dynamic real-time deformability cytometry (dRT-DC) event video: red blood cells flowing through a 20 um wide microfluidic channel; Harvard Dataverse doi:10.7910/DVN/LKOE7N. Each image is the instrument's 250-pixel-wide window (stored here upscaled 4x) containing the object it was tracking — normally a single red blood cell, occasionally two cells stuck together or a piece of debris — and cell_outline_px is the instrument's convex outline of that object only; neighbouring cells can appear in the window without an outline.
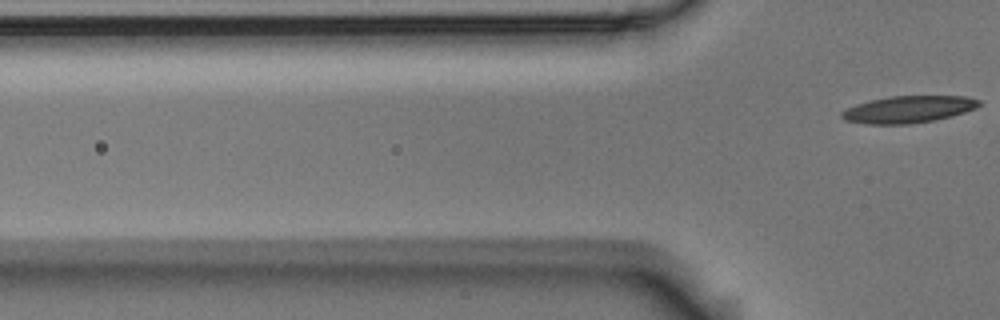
{"species": "Egyptian fruit bat (a non-hibernating species)", "species_latin": "Rousettus aegyptiacus", "temperature_condition": "room temperature", "stored_images_in_passage": 2, "camera_frame_rate_fps": 3000, "um_per_image_px": 0.085, "animal": {"sex": "male"}, "frame": {"image": 1, "passage_image": 2, "time_ms": 0.333, "image_size_px": [1000, 320], "cell_outline_px": [[980, 104], [976, 108], [952, 116], [932, 120], [908, 124], [868, 124], [844, 120], [840, 116], [840, 112], [856, 104], [888, 96], [964, 96], [980, 100]], "centroid_in_image_um": [77.19, 9.29], "position_along_channel_um": 48.6, "area_um2": 21.44}}